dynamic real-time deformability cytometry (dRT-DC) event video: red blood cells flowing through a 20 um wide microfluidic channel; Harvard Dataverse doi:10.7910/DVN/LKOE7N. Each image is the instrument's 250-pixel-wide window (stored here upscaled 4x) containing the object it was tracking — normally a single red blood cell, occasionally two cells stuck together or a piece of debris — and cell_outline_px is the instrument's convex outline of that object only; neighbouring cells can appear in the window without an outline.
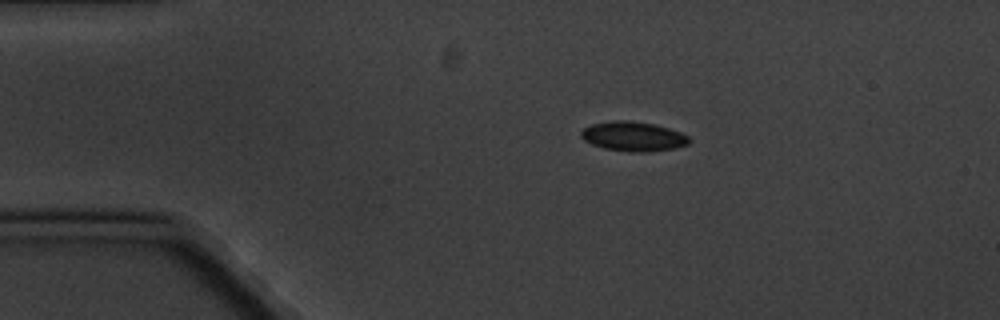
{"species": "common noctule bat (a hibernating species)", "species_latin": "Nyctalus noctula", "temperature_condition": "cold", "stored_images_in_passage": 8, "camera_frame_rate_fps": 3000, "um_per_image_px": 0.085, "animal": {"sex": "male", "body_mass_g": 20.1, "forearm_length_mm": 53.5}, "frame": {"image": 1, "passage_image": 2, "time_ms": 1.0, "image_size_px": [1000, 320], "cell_outline_px": [[688, 144], [676, 148], [648, 152], [628, 152], [604, 148], [592, 144], [584, 140], [580, 136], [580, 132], [584, 128], [592, 124], [616, 120], [628, 120], [652, 124], [668, 128], [680, 132], [688, 136]], "centroid_in_image_um": [53.8, 11.6], "position_along_channel_um": 31.2, "area_um2": 18.5}}
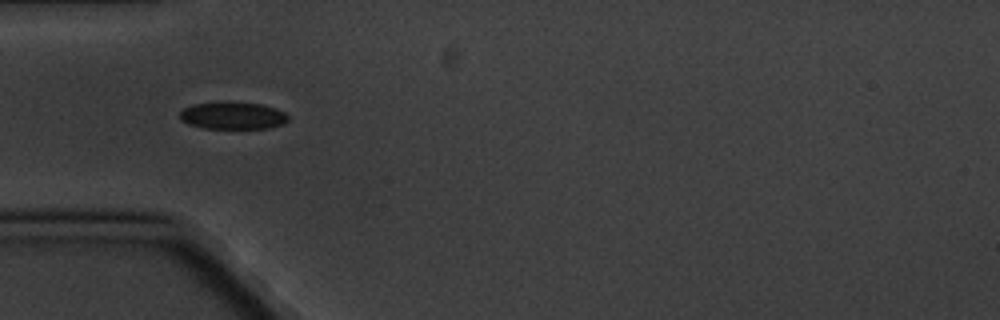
{"frame": {"image": 2, "passage_image": 4, "time_ms": 3.333, "image_size_px": [1000, 320], "cell_outline_px": [[288, 120], [284, 124], [268, 128], [204, 128], [188, 124], [180, 120], [180, 112], [184, 108], [192, 104], [228, 100], [260, 104], [276, 108], [284, 112], [288, 116]], "centroid_in_image_um": [19.77, 9.8], "position_along_channel_um": 65.2, "area_um2": 17.57}}